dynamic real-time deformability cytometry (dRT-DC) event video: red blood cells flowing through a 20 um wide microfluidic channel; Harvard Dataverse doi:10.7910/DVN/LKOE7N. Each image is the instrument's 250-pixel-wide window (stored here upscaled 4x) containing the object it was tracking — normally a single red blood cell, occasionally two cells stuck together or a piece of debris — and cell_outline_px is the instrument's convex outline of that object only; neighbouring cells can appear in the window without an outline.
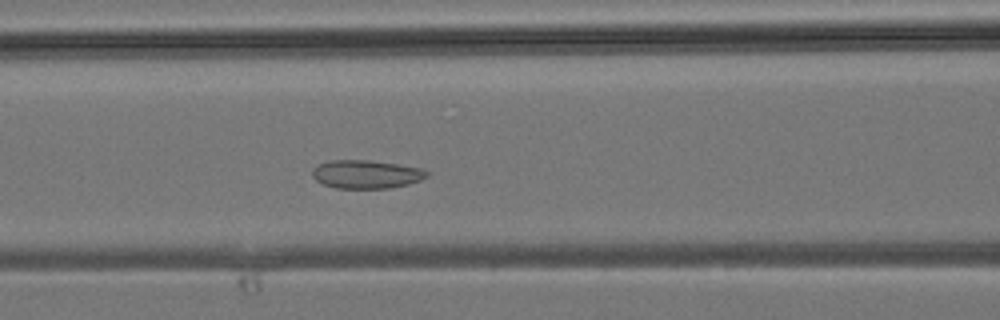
{"species": "common noctule bat (a hibernating species)", "species_latin": "Nyctalus noctula", "temperature_condition": "room temperature", "stored_images_in_passage": 37, "camera_frame_rate_fps": 3000, "um_per_image_px": 0.085, "animal": {"sex": "male", "body_mass_g": 19.2, "forearm_length_mm": 51.8}, "frame": {"image": 1, "passage_image": 14, "time_ms": 4.333, "image_size_px": [1000, 320], "cell_outline_px": [[432, 172], [428, 176], [420, 180], [408, 184], [388, 188], [336, 188], [324, 184], [316, 180], [312, 176], [312, 168], [316, 164], [332, 160], [368, 160], [396, 164], [420, 168]], "centroid_in_image_um": [31.12, 14.8], "position_along_channel_um": 135.5, "area_um2": 18.96}}
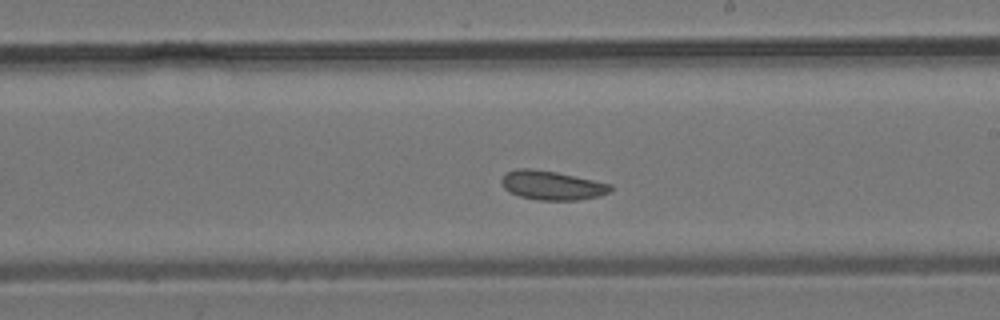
{"frame": {"image": 2, "passage_image": 20, "time_ms": 6.333, "image_size_px": [1000, 320], "cell_outline_px": [[612, 192], [600, 196], [576, 200], [536, 200], [520, 196], [508, 192], [504, 188], [500, 180], [508, 172], [516, 168], [532, 168], [556, 172], [612, 184]], "centroid_in_image_um": [46.92, 15.76], "position_along_channel_um": 242.1, "area_um2": 18.55}}
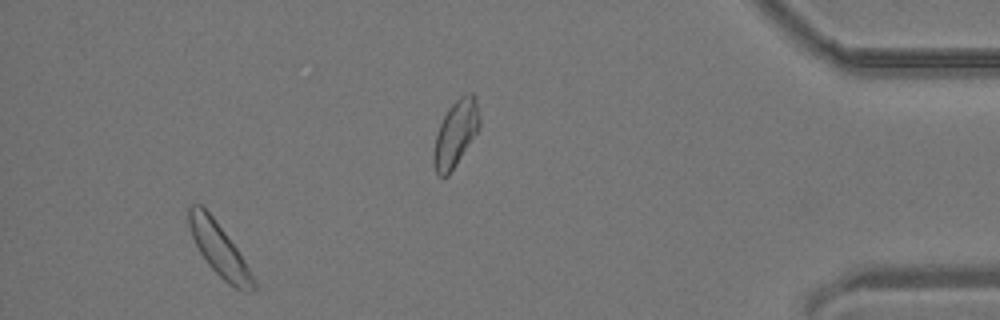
{"frame": {"image": 3, "passage_image": 34, "time_ms": 11.0, "image_size_px": [1000, 320], "cell_outline_px": [[256, 288], [248, 292], [236, 288], [228, 284], [208, 264], [200, 252], [192, 236], [188, 224], [188, 208], [192, 204], [200, 204], [212, 216], [236, 248], [244, 260], [256, 284]], "centroid_in_image_um": [18.6, 21.2], "position_along_channel_um": 416.6, "area_um2": 19.25}}